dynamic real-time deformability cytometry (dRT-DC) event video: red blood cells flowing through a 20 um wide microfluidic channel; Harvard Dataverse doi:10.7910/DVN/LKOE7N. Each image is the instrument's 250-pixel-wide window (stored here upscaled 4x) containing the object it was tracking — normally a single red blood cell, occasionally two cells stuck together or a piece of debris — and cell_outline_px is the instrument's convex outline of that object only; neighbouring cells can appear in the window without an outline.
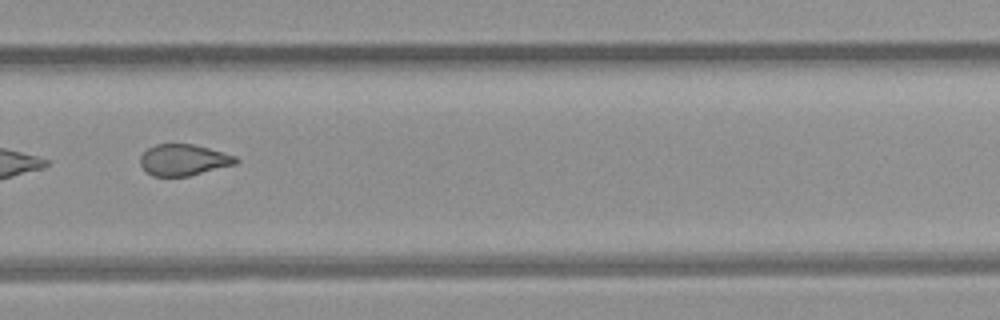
{"species": "common noctule bat (a hibernating species)", "species_latin": "Nyctalus noctula", "temperature_condition": "room temperature", "stored_images_in_passage": 14, "camera_frame_rate_fps": 3000, "um_per_image_px": 0.085, "animal": {"sex": "female", "body_mass_g": 21.9}, "frame": {"image": 1, "passage_image": 10, "time_ms": 11.333, "image_size_px": [1000, 320], "cell_outline_px": [[240, 160], [236, 164], [188, 176], [152, 176], [144, 172], [140, 164], [140, 156], [148, 148], [156, 144], [192, 144], [224, 152], [236, 156]], "centroid_in_image_um": [15.59, 13.6], "position_along_channel_um": 314.2, "area_um2": 17.51}, "authors_computed_cell_mechanics": {"area_um2": 18.207, "velocity_mm_per_s": 3.6262, "shape_relaxation_time_tau1_ms": null, "shape_relaxation_time_tau2_ms": 5.1443, "deformation_change_tau1": null, "deformation_change_tau2": 0.1067}}